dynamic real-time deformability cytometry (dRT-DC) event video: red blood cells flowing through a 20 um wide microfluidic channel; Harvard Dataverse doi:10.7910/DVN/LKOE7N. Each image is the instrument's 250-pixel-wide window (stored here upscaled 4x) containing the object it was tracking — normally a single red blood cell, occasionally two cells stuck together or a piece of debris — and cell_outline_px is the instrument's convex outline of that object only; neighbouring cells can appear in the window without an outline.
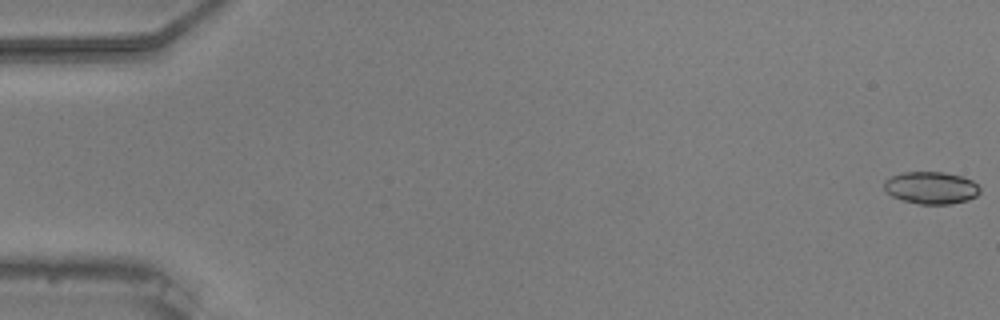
{"species": "common noctule bat (a hibernating species)", "species_latin": "Nyctalus noctula", "temperature_condition": "warm", "stored_images_in_passage": 56, "camera_frame_rate_fps": 3000, "um_per_image_px": 0.085, "animal": {"sex": "male", "body_mass_g": 20.5, "forearm_length_mm": 52.5}, "frame": {"image": 1, "passage_image": 1, "time_ms": 0.0, "image_size_px": [1000, 320], "cell_outline_px": [[980, 192], [976, 196], [968, 200], [952, 204], [920, 204], [900, 200], [892, 196], [884, 188], [884, 180], [892, 176], [904, 172], [944, 172], [960, 176], [972, 180], [980, 188]], "centroid_in_image_um": [79.14, 15.97], "position_along_channel_um": 5.9, "area_um2": 18.03}}
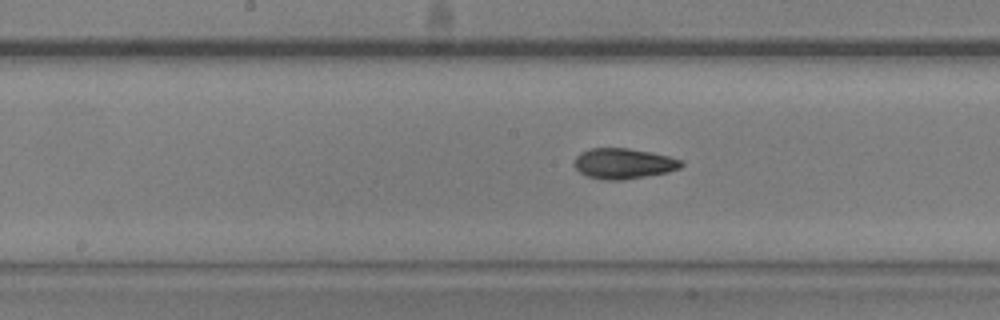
{"frame": {"image": 2, "passage_image": 29, "time_ms": 9.333, "image_size_px": [1000, 320], "cell_outline_px": [[684, 164], [680, 168], [668, 172], [624, 180], [604, 180], [588, 176], [580, 172], [572, 164], [576, 156], [580, 152], [592, 148], [628, 148], [652, 152], [684, 160]], "centroid_in_image_um": [53.01, 13.9], "position_along_channel_um": 195.2, "area_um2": 19.19}}
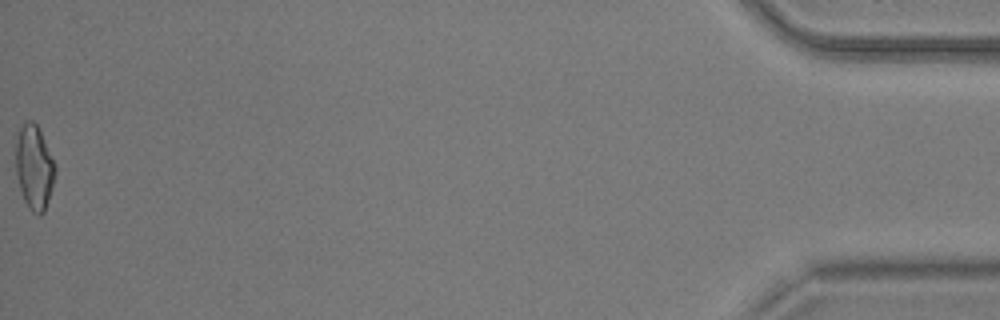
{"frame": {"image": 3, "passage_image": 56, "time_ms": 18.333, "image_size_px": [1000, 320], "cell_outline_px": [[56, 172], [52, 188], [44, 212], [40, 216], [32, 212], [28, 208], [24, 200], [20, 188], [16, 172], [16, 144], [20, 128], [28, 120], [32, 120], [36, 124], [56, 164]], "centroid_in_image_um": [2.92, 14.26], "position_along_channel_um": 432.3, "area_um2": 19.19}, "authors_computed_cell_mechanics": {"area_um2": 18.6405, "velocity_mm_per_s": 3.7223, "shape_relaxation_time_tau1_ms": 3.8559, "shape_relaxation_time_tau2_ms": 1.9599, "deformation_change_tau1": 0.1773, "deformation_change_tau2": 0.0771}}